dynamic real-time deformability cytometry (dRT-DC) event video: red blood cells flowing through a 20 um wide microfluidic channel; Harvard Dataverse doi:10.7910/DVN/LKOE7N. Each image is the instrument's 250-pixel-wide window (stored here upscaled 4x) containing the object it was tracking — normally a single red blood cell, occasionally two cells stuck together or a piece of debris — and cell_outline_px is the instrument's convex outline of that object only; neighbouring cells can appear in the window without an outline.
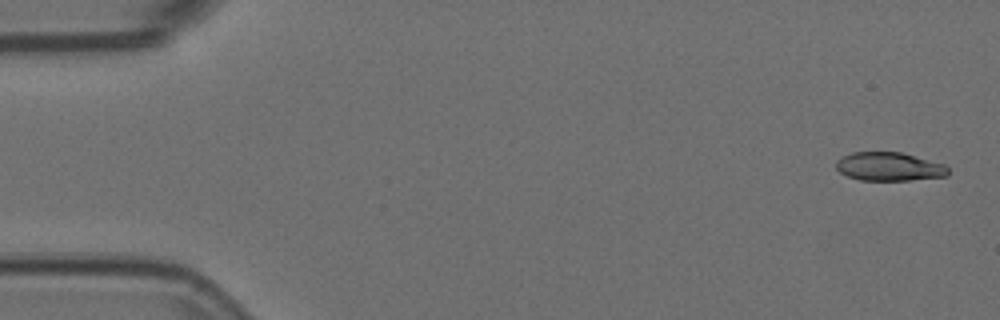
{"species": "Egyptian fruit bat (a non-hibernating species)", "species_latin": "Rousettus aegyptiacus", "temperature_condition": "room temperature", "stored_images_in_passage": 11, "camera_frame_rate_fps": 3000, "um_per_image_px": 0.085, "animal": {"sex": "female"}, "frame": {"image": 1, "passage_image": 1, "time_ms": 0.0, "image_size_px": [1000, 320], "cell_outline_px": [[948, 176], [908, 180], [860, 180], [848, 176], [840, 172], [836, 168], [836, 160], [852, 152], [900, 152], [944, 164], [948, 168]], "centroid_in_image_um": [75.57, 14.16], "position_along_channel_um": 9.4, "area_um2": 18.5}}